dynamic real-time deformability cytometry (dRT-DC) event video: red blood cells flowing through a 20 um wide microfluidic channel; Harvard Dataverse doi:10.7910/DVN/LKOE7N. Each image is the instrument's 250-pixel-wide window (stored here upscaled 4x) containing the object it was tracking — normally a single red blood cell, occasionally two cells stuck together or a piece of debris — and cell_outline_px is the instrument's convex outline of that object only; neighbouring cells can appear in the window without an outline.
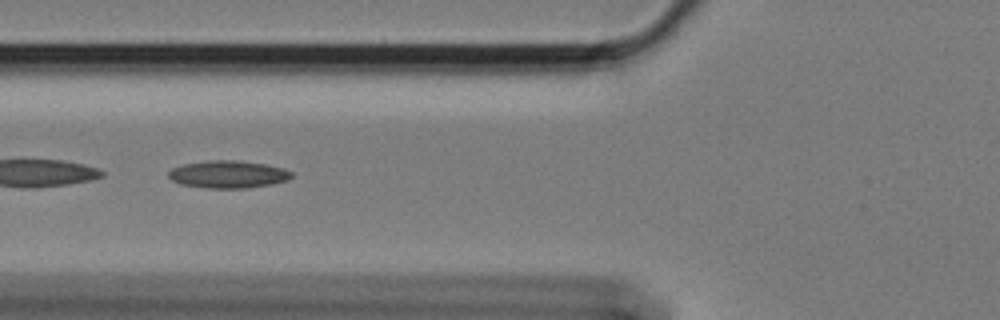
{"species": "Egyptian fruit bat (a non-hibernating species)", "species_latin": "Rousettus aegyptiacus", "temperature_condition": "cold", "stored_images_in_passage": 57, "segment_of_instrument_passage": [2, 2], "camera_frame_rate_fps": 3000, "um_per_image_px": 0.085, "animal": {"sex": "female"}, "frame": {"image": 1, "passage_image": 22, "time_ms": 7.0, "image_size_px": [1000, 320], "cell_outline_px": [[292, 176], [288, 180], [272, 184], [244, 188], [208, 188], [180, 184], [172, 180], [168, 176], [168, 172], [172, 168], [184, 164], [208, 160], [240, 160], [264, 164], [284, 168], [292, 172]], "centroid_in_image_um": [19.39, 14.81], "position_along_channel_um": 106.4, "area_um2": 19.71}}
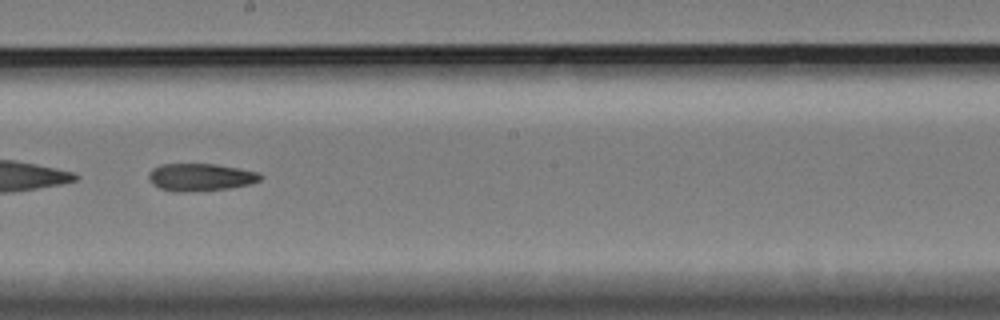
{"frame": {"image": 2, "passage_image": 33, "time_ms": 10.667, "image_size_px": [1000, 320], "cell_outline_px": [[264, 176], [260, 180], [248, 184], [228, 188], [180, 192], [176, 192], [160, 188], [152, 184], [148, 176], [148, 172], [152, 168], [160, 164], [216, 164], [240, 168], [260, 172]], "centroid_in_image_um": [17.04, 15.04], "position_along_channel_um": 231.2, "area_um2": 17.92}}
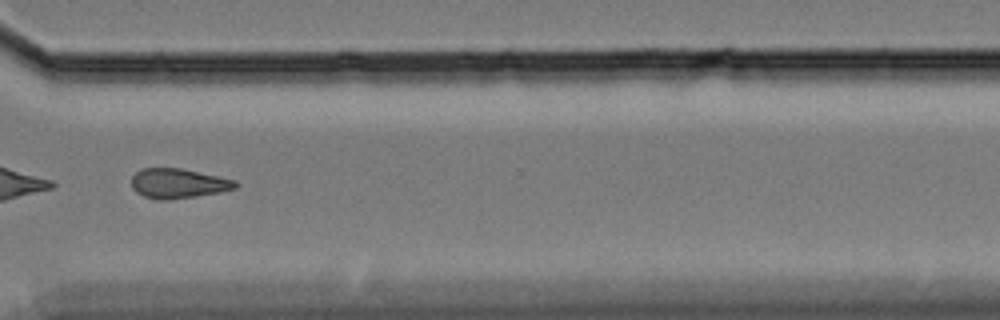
{"frame": {"image": 3, "passage_image": 44, "time_ms": 14.333, "image_size_px": [1000, 320], "cell_outline_px": [[240, 184], [236, 188], [220, 192], [196, 196], [168, 200], [160, 200], [144, 196], [136, 192], [132, 188], [132, 176], [140, 168], [180, 168], [236, 180]], "centroid_in_image_um": [15.15, 15.59], "position_along_channel_um": 355.5, "area_um2": 18.03}}